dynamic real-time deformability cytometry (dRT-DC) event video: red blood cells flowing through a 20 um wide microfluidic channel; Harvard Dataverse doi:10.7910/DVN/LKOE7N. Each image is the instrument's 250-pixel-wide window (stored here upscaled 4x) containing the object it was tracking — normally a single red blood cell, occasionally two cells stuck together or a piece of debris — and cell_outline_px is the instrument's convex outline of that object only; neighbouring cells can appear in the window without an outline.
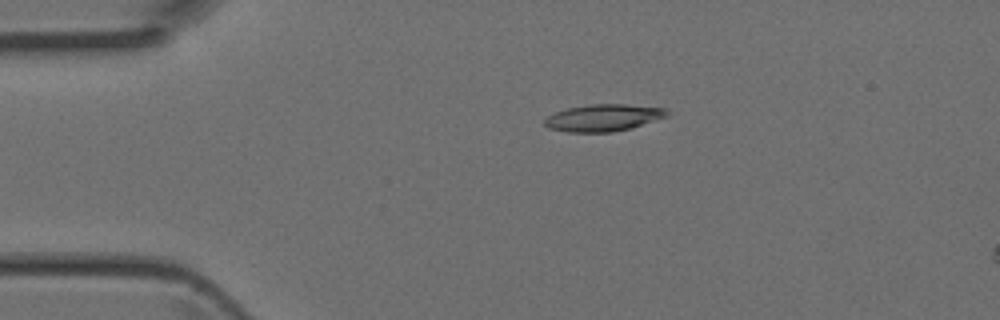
{"species": "Egyptian fruit bat (a non-hibernating species)", "species_latin": "Rousettus aegyptiacus", "temperature_condition": "room temperature", "stored_images_in_passage": 4, "camera_frame_rate_fps": 3000, "um_per_image_px": 0.085, "animal": {"sex": "female"}, "frame": {"image": 1, "passage_image": 3, "time_ms": 0.667, "image_size_px": [1000, 320], "cell_outline_px": [[668, 116], [632, 128], [612, 132], [568, 132], [548, 128], [544, 124], [544, 120], [548, 116], [556, 112], [568, 108], [588, 104], [624, 104], [664, 108], [668, 112]], "centroid_in_image_um": [51.28, 10.01], "position_along_channel_um": 33.7, "area_um2": 19.19}}